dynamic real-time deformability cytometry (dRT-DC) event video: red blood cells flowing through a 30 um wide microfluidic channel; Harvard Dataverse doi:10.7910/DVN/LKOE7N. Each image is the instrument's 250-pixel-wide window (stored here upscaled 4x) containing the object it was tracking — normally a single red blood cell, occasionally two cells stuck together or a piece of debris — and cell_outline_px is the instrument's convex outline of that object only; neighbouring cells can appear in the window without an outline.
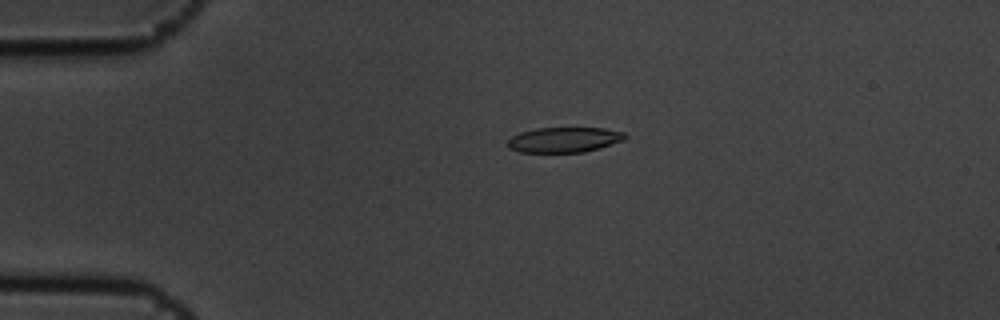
{"species": "common noctule bat (a hibernating species)", "species_latin": "Nyctalus noctula", "temperature_condition": "cold", "stored_images_in_passage": 5, "camera_frame_rate_fps": 3000, "um_per_image_px": 0.085, "animal": {"sex": "male", "body_mass_g": 19.5, "forearm_length_mm": 54.6}, "frame": {"image": 1, "passage_image": 4, "time_ms": 1.0, "image_size_px": [1000, 320], "cell_outline_px": [[628, 136], [624, 140], [600, 148], [584, 152], [520, 152], [508, 148], [508, 140], [512, 136], [520, 132], [536, 128], [604, 128], [624, 132]], "centroid_in_image_um": [47.97, 11.88], "position_along_channel_um": 37.0, "area_um2": 17.28}}